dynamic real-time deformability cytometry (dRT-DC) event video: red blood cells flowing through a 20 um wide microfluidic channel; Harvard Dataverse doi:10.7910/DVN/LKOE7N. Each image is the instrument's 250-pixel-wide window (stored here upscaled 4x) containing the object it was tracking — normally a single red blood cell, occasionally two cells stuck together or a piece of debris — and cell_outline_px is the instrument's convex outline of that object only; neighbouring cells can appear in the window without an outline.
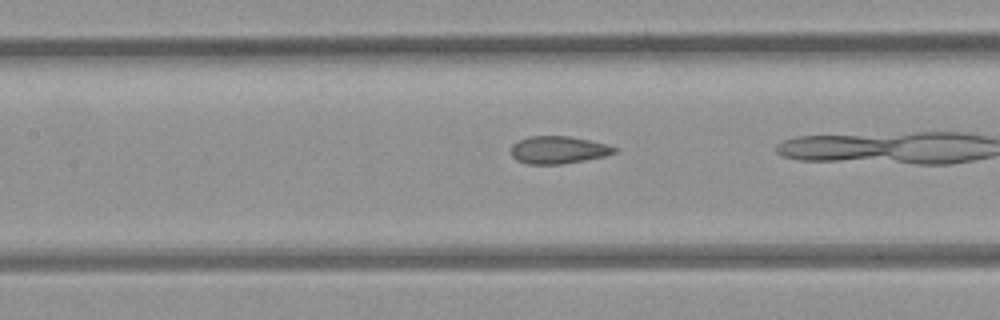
{"species": "common noctule bat (a hibernating species)", "species_latin": "Nyctalus noctula", "temperature_condition": "room temperature", "stored_images_in_passage": 25, "camera_frame_rate_fps": 3000, "um_per_image_px": 0.085, "animal": {"sex": "female", "body_mass_g": 21.9}, "frame": {"image": 1, "passage_image": 18, "time_ms": 5.667, "image_size_px": [1000, 320], "cell_outline_px": [[620, 148], [616, 152], [604, 156], [584, 160], [560, 164], [528, 164], [516, 160], [512, 156], [512, 144], [528, 136], [568, 136], [588, 140]], "centroid_in_image_um": [47.45, 12.74], "position_along_channel_um": 160.0, "area_um2": 16.42}}